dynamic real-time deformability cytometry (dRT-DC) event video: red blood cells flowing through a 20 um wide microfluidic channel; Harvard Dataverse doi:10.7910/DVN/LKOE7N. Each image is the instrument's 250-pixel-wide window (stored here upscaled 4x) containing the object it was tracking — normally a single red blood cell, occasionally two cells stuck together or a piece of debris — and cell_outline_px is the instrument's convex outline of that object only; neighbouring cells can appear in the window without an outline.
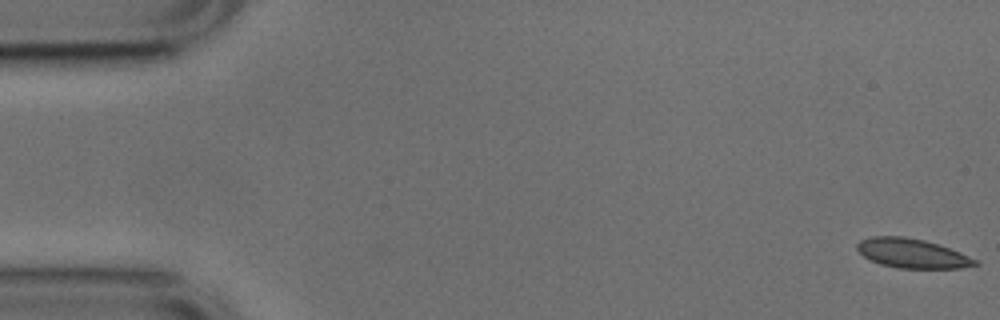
{"species": "common noctule bat (a hibernating species)", "species_latin": "Nyctalus noctula", "temperature_condition": "cold", "stored_images_in_passage": 10, "camera_frame_rate_fps": 3000, "um_per_image_px": 0.085, "animal": {"sex": "male", "body_mass_g": 17.9, "forearm_length_mm": 54.2}, "frame": {"image": 1, "passage_image": 1, "time_ms": 0.0, "image_size_px": [1000, 320], "cell_outline_px": [[980, 264], [960, 268], [900, 268], [880, 264], [864, 256], [856, 248], [856, 244], [860, 240], [872, 236], [904, 236], [924, 240], [960, 252], [980, 260]], "centroid_in_image_um": [77.55, 21.53], "position_along_channel_um": 7.4, "area_um2": 20.11}}